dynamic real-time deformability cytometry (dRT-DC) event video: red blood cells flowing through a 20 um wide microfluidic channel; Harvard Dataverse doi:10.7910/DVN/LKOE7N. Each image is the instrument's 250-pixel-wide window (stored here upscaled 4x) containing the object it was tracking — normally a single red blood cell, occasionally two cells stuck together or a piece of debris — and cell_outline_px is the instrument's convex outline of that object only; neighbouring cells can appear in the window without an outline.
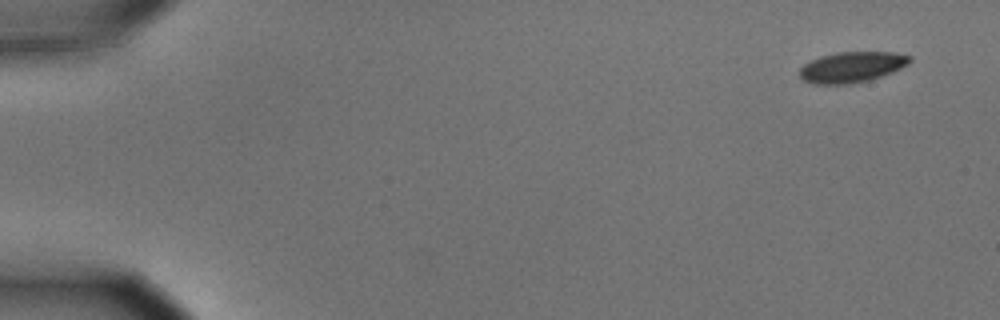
{"species": "common noctule bat (a hibernating species)", "species_latin": "Nyctalus noctula", "temperature_condition": "cold", "stored_images_in_passage": 5, "camera_frame_rate_fps": 3000, "um_per_image_px": 0.085, "animal": {"sex": "male", "body_mass_g": 15.6}, "frame": {"image": 1, "passage_image": 1, "time_ms": 0.0, "image_size_px": [1000, 320], "cell_outline_px": [[912, 60], [908, 64], [892, 72], [868, 80], [848, 84], [816, 84], [804, 80], [800, 76], [800, 68], [804, 64], [820, 56], [836, 52], [896, 52], [912, 56]], "centroid_in_image_um": [72.42, 5.69], "position_along_channel_um": 12.6, "area_um2": 19.59}}
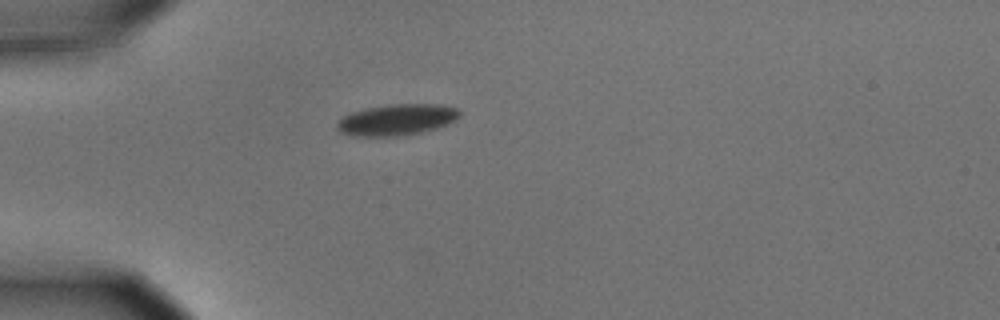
{"frame": {"image": 2, "passage_image": 4, "time_ms": 1.0, "image_size_px": [1000, 320], "cell_outline_px": [[460, 116], [456, 120], [448, 124], [436, 128], [404, 136], [352, 136], [340, 132], [336, 128], [336, 124], [344, 116], [352, 112], [364, 108], [392, 104], [440, 104], [456, 108], [460, 112]], "centroid_in_image_um": [33.73, 10.18], "position_along_channel_um": 51.3, "area_um2": 22.37}}